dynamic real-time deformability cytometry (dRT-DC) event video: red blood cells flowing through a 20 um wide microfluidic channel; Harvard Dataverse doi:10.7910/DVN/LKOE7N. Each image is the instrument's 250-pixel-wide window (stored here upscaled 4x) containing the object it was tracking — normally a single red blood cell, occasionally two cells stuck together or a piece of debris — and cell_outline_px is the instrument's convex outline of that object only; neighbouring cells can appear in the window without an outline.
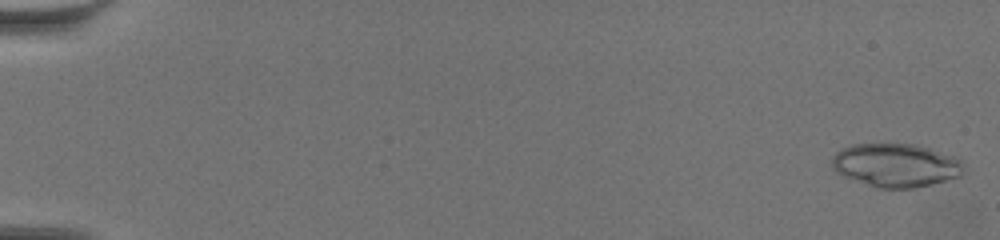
{"species": "common noctule bat (a hibernating species)", "species_latin": "Nyctalus noctula", "temperature_condition": "warm", "stored_images_in_passage": 36, "camera_frame_rate_fps": 3000, "um_per_image_px": 0.085, "animal": {"sex": "female", "body_mass_g": 19.5, "forearm_length_mm": 54.1}, "frame": {"image": 1, "passage_image": 2, "time_ms": 0.333, "image_size_px": [1000, 240], "cell_outline_px": [[960, 176], [932, 184], [916, 188], [876, 188], [844, 176], [836, 172], [832, 168], [832, 156], [836, 152], [852, 144], [916, 144], [952, 156], [960, 160]], "centroid_in_image_um": [76.08, 14.05], "position_along_channel_um": 8.9, "area_um2": 33.0}}